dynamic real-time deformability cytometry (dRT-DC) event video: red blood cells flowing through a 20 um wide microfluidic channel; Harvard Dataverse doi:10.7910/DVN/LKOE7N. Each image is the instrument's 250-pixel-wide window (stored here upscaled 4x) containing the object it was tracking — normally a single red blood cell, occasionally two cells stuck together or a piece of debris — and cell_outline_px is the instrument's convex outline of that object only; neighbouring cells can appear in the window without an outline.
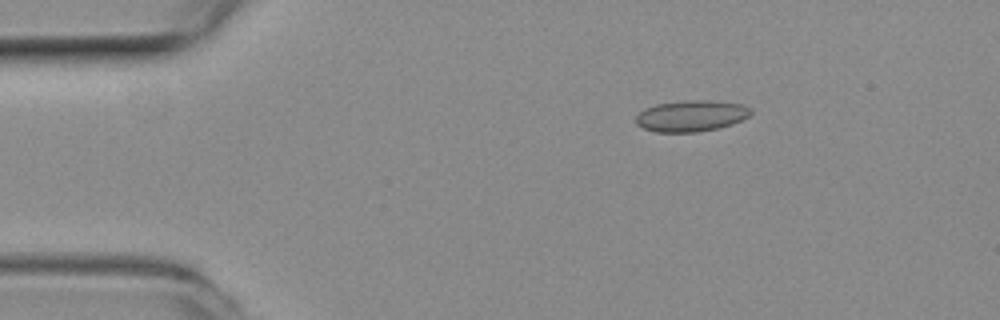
{"species": "common noctule bat (a hibernating species)", "species_latin": "Nyctalus noctula", "temperature_condition": "room temperature", "stored_images_in_passage": 47, "camera_frame_rate_fps": 3000, "um_per_image_px": 0.085, "animal": {"sex": "female", "body_mass_g": 19.3, "forearm_length_mm": 54.1}, "frame": {"image": 1, "passage_image": 1, "time_ms": 0.0, "image_size_px": [1000, 320], "cell_outline_px": [[752, 112], [748, 116], [732, 124], [720, 128], [696, 132], [656, 132], [644, 128], [636, 124], [636, 116], [644, 108], [656, 104], [688, 100], [708, 100], [744, 104], [752, 108]], "centroid_in_image_um": [58.76, 9.85], "position_along_channel_um": 26.2, "area_um2": 20.98}}
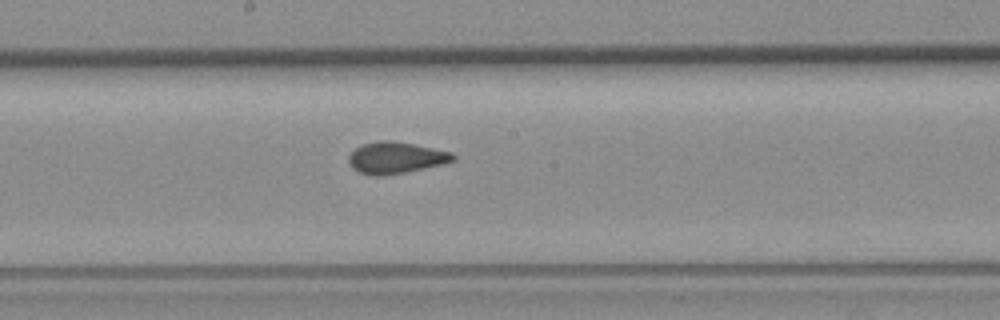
{"frame": {"image": 2, "passage_image": 21, "time_ms": 6.667, "image_size_px": [1000, 320], "cell_outline_px": [[456, 160], [440, 164], [404, 172], [384, 176], [372, 176], [360, 172], [352, 168], [348, 160], [348, 156], [356, 148], [364, 144], [380, 140], [392, 140], [452, 152], [456, 156]], "centroid_in_image_um": [33.62, 13.41], "position_along_channel_um": 214.6, "area_um2": 18.96}}
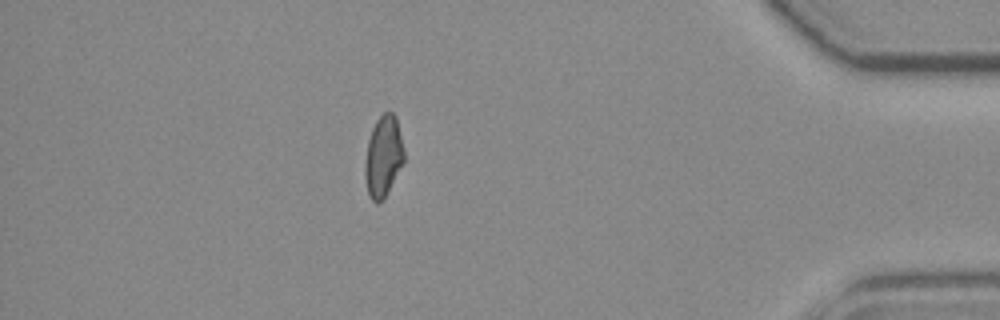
{"frame": {"image": 3, "passage_image": 40, "time_ms": 13.0, "image_size_px": [1000, 320], "cell_outline_px": [[404, 164], [384, 196], [376, 204], [372, 200], [368, 192], [364, 176], [364, 168], [368, 140], [372, 128], [376, 120], [384, 112], [392, 112], [396, 116], [404, 148]], "centroid_in_image_um": [32.59, 13.26], "position_along_channel_um": 402.6, "area_um2": 18.38}, "authors_computed_cell_mechanics": {"area_um2": 19.0162, "velocity_mm_per_s": 3.7338, "shape_relaxation_time_tau1_ms": null, "shape_relaxation_time_tau2_ms": 1.2217, "deformation_change_tau1": null, "deformation_change_tau2": 0.054}}